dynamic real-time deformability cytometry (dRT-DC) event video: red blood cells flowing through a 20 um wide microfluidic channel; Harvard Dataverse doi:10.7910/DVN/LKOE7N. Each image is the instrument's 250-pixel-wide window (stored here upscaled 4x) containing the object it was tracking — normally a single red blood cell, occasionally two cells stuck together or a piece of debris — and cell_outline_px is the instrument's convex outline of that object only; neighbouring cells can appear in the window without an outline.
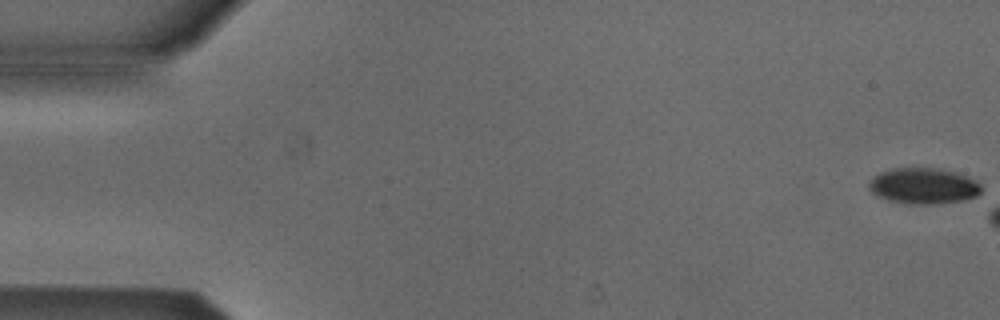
{"species": "Egyptian fruit bat (a non-hibernating species)", "species_latin": "Rousettus aegyptiacus", "temperature_condition": "cold", "stored_images_in_passage": 7, "camera_frame_rate_fps": 3000, "um_per_image_px": 0.085, "animal": {"sex": "male"}, "frame": {"image": 1, "passage_image": 1, "time_ms": 0.0, "image_size_px": [1000, 320], "cell_outline_px": [[984, 188], [976, 196], [964, 200], [940, 204], [908, 204], [888, 200], [876, 196], [868, 188], [868, 184], [872, 176], [880, 172], [892, 168], [940, 168], [976, 180]], "centroid_in_image_um": [78.47, 15.81], "position_along_channel_um": 6.5, "area_um2": 23.76}}